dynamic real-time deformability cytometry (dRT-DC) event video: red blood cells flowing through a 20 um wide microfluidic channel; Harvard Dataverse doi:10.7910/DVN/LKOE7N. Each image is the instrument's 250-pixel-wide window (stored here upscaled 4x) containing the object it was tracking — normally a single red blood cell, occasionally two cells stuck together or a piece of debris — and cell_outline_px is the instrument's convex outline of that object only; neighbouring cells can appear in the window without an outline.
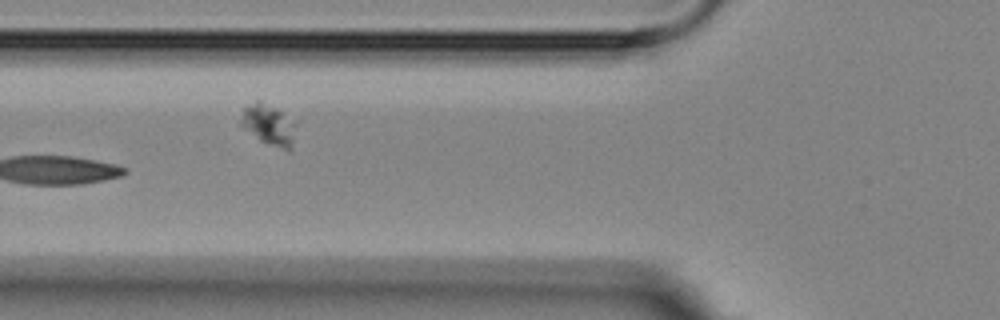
{"species": "Egyptian fruit bat (a non-hibernating species)", "species_latin": "Rousettus aegyptiacus", "temperature_condition": "room temperature", "stored_images_in_passage": 12, "camera_frame_rate_fps": 3000, "um_per_image_px": 0.085, "animal": {"sex": "female"}, "frame": {"image": 1, "passage_image": 3, "time_ms": 2.667, "image_size_px": [1000, 320], "cell_outline_px": [[296, 124], [292, 148], [288, 152], [260, 140], [244, 128], [240, 124], [240, 120], [244, 104], [256, 100], [260, 100], [276, 108]], "centroid_in_image_um": [22.82, 10.59], "position_along_channel_um": 103.0, "area_um2": 13.18}, "authors_computed_cell_mechanics": {"area_um2": 22.8021, "velocity_mm_per_s": 3.5641, "shape_relaxation_time_tau1_ms": null, "shape_relaxation_time_tau2_ms": 5.4665, "deformation_change_tau1": null, "deformation_change_tau2": 0.1256}}